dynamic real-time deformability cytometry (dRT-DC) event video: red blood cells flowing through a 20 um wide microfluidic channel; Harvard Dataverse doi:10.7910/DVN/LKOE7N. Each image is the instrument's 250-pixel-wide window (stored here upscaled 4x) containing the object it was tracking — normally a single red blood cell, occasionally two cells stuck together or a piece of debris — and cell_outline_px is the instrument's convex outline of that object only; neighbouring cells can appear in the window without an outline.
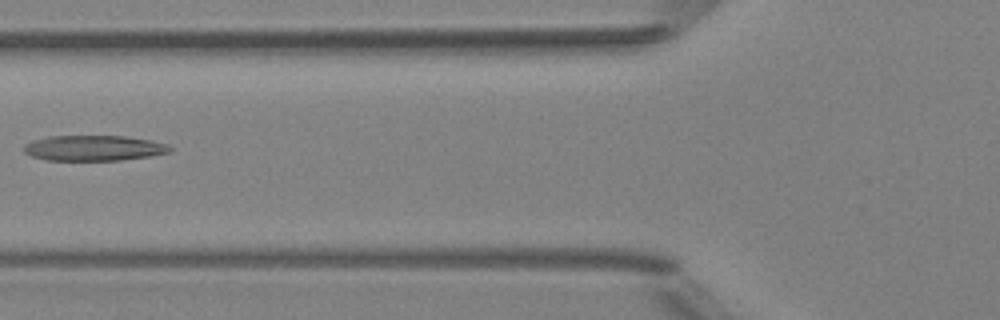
{"species": "Egyptian fruit bat (a non-hibernating species)", "species_latin": "Rousettus aegyptiacus", "temperature_condition": "room temperature", "stored_images_in_passage": 7, "camera_frame_rate_fps": 3000, "um_per_image_px": 0.085, "animal": {"sex": "female"}, "frame": {"image": 1, "passage_image": 6, "time_ms": 6.0, "image_size_px": [1000, 320], "cell_outline_px": [[172, 148], [168, 152], [148, 156], [120, 160], [48, 160], [32, 156], [24, 152], [24, 144], [32, 140], [52, 136], [124, 136], [152, 140], [164, 144]], "centroid_in_image_um": [7.93, 12.58], "position_along_channel_um": 117.9, "area_um2": 21.39}}
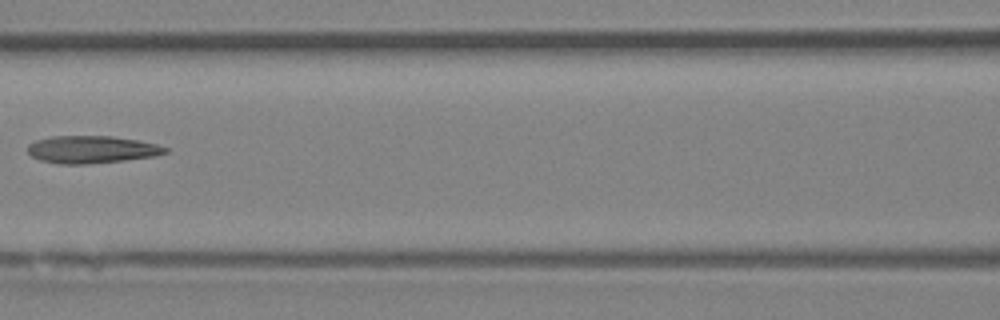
{"frame": {"image": 2, "passage_image": 7, "time_ms": 7.0, "image_size_px": [1000, 320], "cell_outline_px": [[168, 152], [156, 156], [124, 160], [88, 164], [56, 164], [40, 160], [32, 156], [28, 152], [28, 144], [36, 140], [52, 136], [112, 136], [140, 140], [156, 144], [168, 148]], "centroid_in_image_um": [7.8, 12.71], "position_along_channel_um": 158.8, "area_um2": 22.14}}